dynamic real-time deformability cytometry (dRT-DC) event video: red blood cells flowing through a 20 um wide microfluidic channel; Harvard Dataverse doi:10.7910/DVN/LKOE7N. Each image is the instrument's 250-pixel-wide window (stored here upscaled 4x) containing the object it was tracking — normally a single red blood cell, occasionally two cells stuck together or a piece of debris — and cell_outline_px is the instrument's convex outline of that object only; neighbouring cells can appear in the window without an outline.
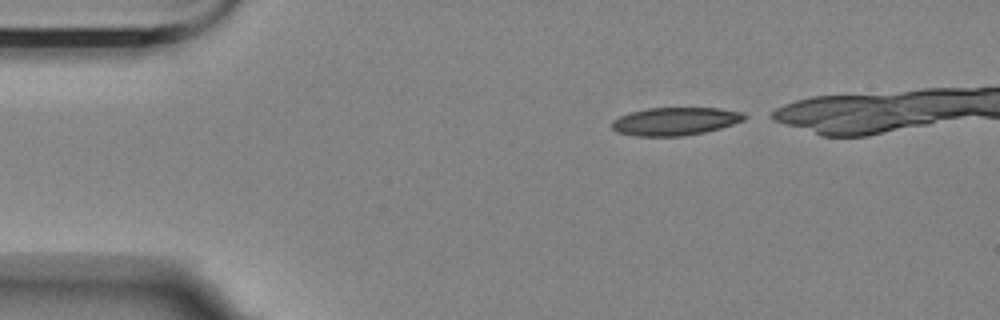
{"species": "Egyptian fruit bat (a non-hibernating species)", "species_latin": "Rousettus aegyptiacus", "temperature_condition": "room temperature", "stored_images_in_passage": 4, "camera_frame_rate_fps": 3000, "um_per_image_px": 0.085, "animal": {"sex": "female"}, "frame": {"image": 1, "passage_image": 1, "time_ms": 0.0, "image_size_px": [1000, 320], "cell_outline_px": [[752, 116], [744, 120], [720, 128], [704, 132], [680, 136], [636, 136], [616, 132], [612, 128], [612, 120], [620, 116], [632, 112], [648, 108], [720, 108], [744, 112]], "centroid_in_image_um": [57.43, 10.3], "position_along_channel_um": 27.6, "area_um2": 21.68}}